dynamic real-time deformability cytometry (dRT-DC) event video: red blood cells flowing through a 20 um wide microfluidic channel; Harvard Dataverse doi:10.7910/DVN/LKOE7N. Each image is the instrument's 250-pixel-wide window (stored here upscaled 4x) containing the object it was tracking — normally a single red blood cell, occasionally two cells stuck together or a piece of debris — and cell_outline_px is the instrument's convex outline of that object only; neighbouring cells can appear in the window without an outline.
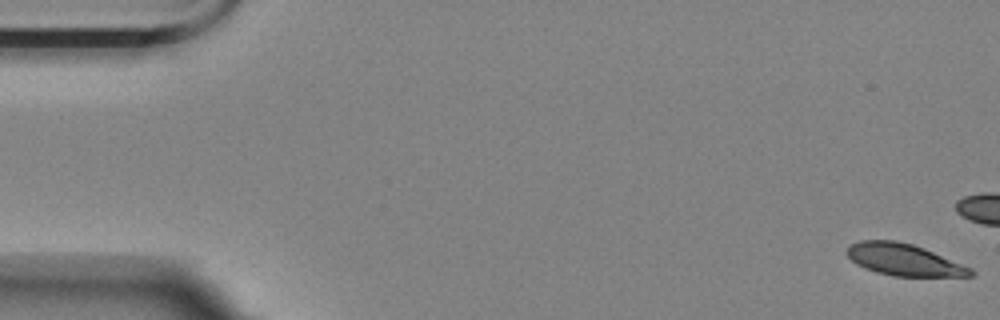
{"species": "Egyptian fruit bat (a non-hibernating species)", "species_latin": "Rousettus aegyptiacus", "temperature_condition": "room temperature", "stored_images_in_passage": 16, "camera_frame_rate_fps": 3000, "um_per_image_px": 0.085, "animal": {"sex": "female"}, "frame": {"image": 1, "passage_image": 1, "time_ms": 0.0, "image_size_px": [1000, 320], "cell_outline_px": [[976, 276], [892, 276], [876, 272], [864, 268], [856, 264], [844, 252], [852, 244], [860, 240], [896, 240], [912, 244], [924, 248], [972, 268], [976, 272]], "centroid_in_image_um": [76.84, 22.08], "position_along_channel_um": 8.2, "area_um2": 23.0}}